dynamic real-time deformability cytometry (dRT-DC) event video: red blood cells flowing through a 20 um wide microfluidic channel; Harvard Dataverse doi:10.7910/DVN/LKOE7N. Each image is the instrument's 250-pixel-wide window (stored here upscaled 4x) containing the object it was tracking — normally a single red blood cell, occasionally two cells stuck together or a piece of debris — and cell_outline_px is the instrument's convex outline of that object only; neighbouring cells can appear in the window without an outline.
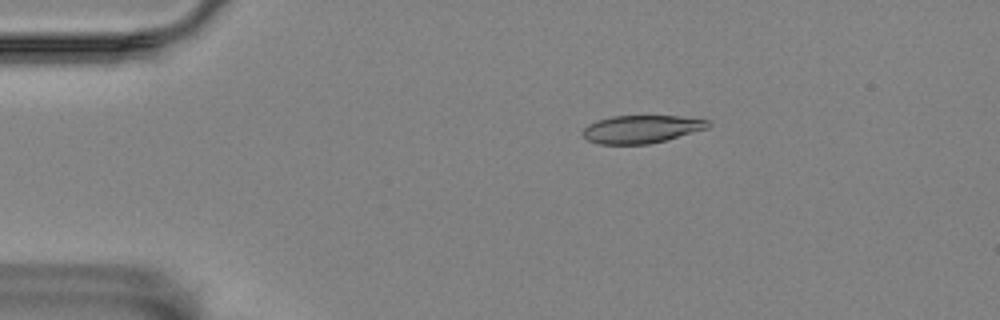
{"species": "Egyptian fruit bat (a non-hibernating species)", "species_latin": "Rousettus aegyptiacus", "temperature_condition": "room temperature", "stored_images_in_passage": 5, "camera_frame_rate_fps": 3000, "um_per_image_px": 0.085, "animal": {"sex": "female"}, "frame": {"image": 1, "passage_image": 3, "time_ms": 2.333, "image_size_px": [1000, 320], "cell_outline_px": [[712, 124], [708, 128], [664, 140], [648, 144], [600, 144], [588, 140], [580, 132], [588, 124], [612, 116], [680, 116], [708, 120]], "centroid_in_image_um": [54.52, 10.97], "position_along_channel_um": 30.5, "area_um2": 20.17}}
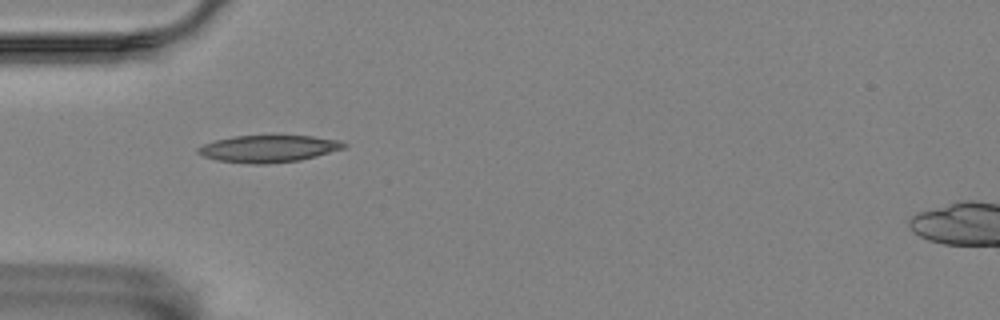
{"frame": {"image": 2, "passage_image": 5, "time_ms": 4.667, "image_size_px": [1000, 320], "cell_outline_px": [[348, 144], [344, 148], [316, 156], [300, 160], [268, 164], [248, 164], [216, 160], [204, 156], [196, 152], [196, 148], [204, 144], [216, 140], [232, 136], [312, 136], [340, 140]], "centroid_in_image_um": [22.81, 12.64], "position_along_channel_um": 62.2, "area_um2": 23.0}}